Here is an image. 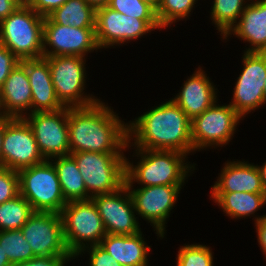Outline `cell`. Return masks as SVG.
I'll return each instance as SVG.
<instances>
[{"instance_id": "6da1fadb", "label": "cell", "mask_w": 266, "mask_h": 266, "mask_svg": "<svg viewBox=\"0 0 266 266\" xmlns=\"http://www.w3.org/2000/svg\"><path fill=\"white\" fill-rule=\"evenodd\" d=\"M70 153H124L128 123L101 100L87 107H68Z\"/></svg>"}, {"instance_id": "7a4b0ae2", "label": "cell", "mask_w": 266, "mask_h": 266, "mask_svg": "<svg viewBox=\"0 0 266 266\" xmlns=\"http://www.w3.org/2000/svg\"><path fill=\"white\" fill-rule=\"evenodd\" d=\"M131 146L136 149L178 151L186 155L194 153L191 119L172 99L154 106L128 122L126 150Z\"/></svg>"}, {"instance_id": "3957f363", "label": "cell", "mask_w": 266, "mask_h": 266, "mask_svg": "<svg viewBox=\"0 0 266 266\" xmlns=\"http://www.w3.org/2000/svg\"><path fill=\"white\" fill-rule=\"evenodd\" d=\"M135 152L133 157H140L136 165L125 157V185H184L195 170L196 164L186 161L188 155L178 151L135 148Z\"/></svg>"}, {"instance_id": "277c9868", "label": "cell", "mask_w": 266, "mask_h": 266, "mask_svg": "<svg viewBox=\"0 0 266 266\" xmlns=\"http://www.w3.org/2000/svg\"><path fill=\"white\" fill-rule=\"evenodd\" d=\"M44 17L29 5H20L0 22V44L19 60L43 57Z\"/></svg>"}, {"instance_id": "5b68a950", "label": "cell", "mask_w": 266, "mask_h": 266, "mask_svg": "<svg viewBox=\"0 0 266 266\" xmlns=\"http://www.w3.org/2000/svg\"><path fill=\"white\" fill-rule=\"evenodd\" d=\"M60 214L64 241L73 257L88 246L100 245L102 238L107 234L91 199L68 202Z\"/></svg>"}, {"instance_id": "8992f818", "label": "cell", "mask_w": 266, "mask_h": 266, "mask_svg": "<svg viewBox=\"0 0 266 266\" xmlns=\"http://www.w3.org/2000/svg\"><path fill=\"white\" fill-rule=\"evenodd\" d=\"M87 193L93 197L117 191L125 182V154L73 152Z\"/></svg>"}, {"instance_id": "52a82bcc", "label": "cell", "mask_w": 266, "mask_h": 266, "mask_svg": "<svg viewBox=\"0 0 266 266\" xmlns=\"http://www.w3.org/2000/svg\"><path fill=\"white\" fill-rule=\"evenodd\" d=\"M20 194L34 211L61 213L67 204L50 160L18 171Z\"/></svg>"}, {"instance_id": "ba28073f", "label": "cell", "mask_w": 266, "mask_h": 266, "mask_svg": "<svg viewBox=\"0 0 266 266\" xmlns=\"http://www.w3.org/2000/svg\"><path fill=\"white\" fill-rule=\"evenodd\" d=\"M51 72L52 83L59 101L67 107H87L100 101L85 94L86 60L80 56L44 57Z\"/></svg>"}, {"instance_id": "9c48e42d", "label": "cell", "mask_w": 266, "mask_h": 266, "mask_svg": "<svg viewBox=\"0 0 266 266\" xmlns=\"http://www.w3.org/2000/svg\"><path fill=\"white\" fill-rule=\"evenodd\" d=\"M242 117L230 104L219 105L216 101L201 115L191 120L193 150L226 146L233 139ZM211 147V148H210Z\"/></svg>"}, {"instance_id": "30bf717a", "label": "cell", "mask_w": 266, "mask_h": 266, "mask_svg": "<svg viewBox=\"0 0 266 266\" xmlns=\"http://www.w3.org/2000/svg\"><path fill=\"white\" fill-rule=\"evenodd\" d=\"M243 69L235 82L229 103L243 118L265 104L266 53L243 52Z\"/></svg>"}, {"instance_id": "8fae6325", "label": "cell", "mask_w": 266, "mask_h": 266, "mask_svg": "<svg viewBox=\"0 0 266 266\" xmlns=\"http://www.w3.org/2000/svg\"><path fill=\"white\" fill-rule=\"evenodd\" d=\"M44 161L27 121L20 117L5 116L1 166L19 171Z\"/></svg>"}, {"instance_id": "7c38bea8", "label": "cell", "mask_w": 266, "mask_h": 266, "mask_svg": "<svg viewBox=\"0 0 266 266\" xmlns=\"http://www.w3.org/2000/svg\"><path fill=\"white\" fill-rule=\"evenodd\" d=\"M126 185L133 200L136 214L145 219L156 230L160 239L165 237L166 225L173 207L184 185H158L140 187Z\"/></svg>"}, {"instance_id": "4fadbf2b", "label": "cell", "mask_w": 266, "mask_h": 266, "mask_svg": "<svg viewBox=\"0 0 266 266\" xmlns=\"http://www.w3.org/2000/svg\"><path fill=\"white\" fill-rule=\"evenodd\" d=\"M23 118L31 127L45 160L70 154L67 106L56 111L34 112Z\"/></svg>"}, {"instance_id": "5bb4252c", "label": "cell", "mask_w": 266, "mask_h": 266, "mask_svg": "<svg viewBox=\"0 0 266 266\" xmlns=\"http://www.w3.org/2000/svg\"><path fill=\"white\" fill-rule=\"evenodd\" d=\"M21 231L36 257L72 256L64 241L60 213L35 211Z\"/></svg>"}, {"instance_id": "9a60e30c", "label": "cell", "mask_w": 266, "mask_h": 266, "mask_svg": "<svg viewBox=\"0 0 266 266\" xmlns=\"http://www.w3.org/2000/svg\"><path fill=\"white\" fill-rule=\"evenodd\" d=\"M99 50L95 28L61 25L44 17L43 57L80 56Z\"/></svg>"}, {"instance_id": "2e32d148", "label": "cell", "mask_w": 266, "mask_h": 266, "mask_svg": "<svg viewBox=\"0 0 266 266\" xmlns=\"http://www.w3.org/2000/svg\"><path fill=\"white\" fill-rule=\"evenodd\" d=\"M91 200L107 234L134 235L141 231L132 197L125 184L115 192L95 195Z\"/></svg>"}, {"instance_id": "e0dca14e", "label": "cell", "mask_w": 266, "mask_h": 266, "mask_svg": "<svg viewBox=\"0 0 266 266\" xmlns=\"http://www.w3.org/2000/svg\"><path fill=\"white\" fill-rule=\"evenodd\" d=\"M151 31L154 29L145 20L127 16L108 6L96 10L95 36L99 49L138 40Z\"/></svg>"}, {"instance_id": "ac0fdd59", "label": "cell", "mask_w": 266, "mask_h": 266, "mask_svg": "<svg viewBox=\"0 0 266 266\" xmlns=\"http://www.w3.org/2000/svg\"><path fill=\"white\" fill-rule=\"evenodd\" d=\"M202 67L187 78L182 89L171 98L192 120L218 101L217 88Z\"/></svg>"}, {"instance_id": "d6986e66", "label": "cell", "mask_w": 266, "mask_h": 266, "mask_svg": "<svg viewBox=\"0 0 266 266\" xmlns=\"http://www.w3.org/2000/svg\"><path fill=\"white\" fill-rule=\"evenodd\" d=\"M20 63L25 67L29 77L32 92L31 113L64 108L56 96L48 61L42 57L23 59Z\"/></svg>"}, {"instance_id": "ffe728a7", "label": "cell", "mask_w": 266, "mask_h": 266, "mask_svg": "<svg viewBox=\"0 0 266 266\" xmlns=\"http://www.w3.org/2000/svg\"><path fill=\"white\" fill-rule=\"evenodd\" d=\"M232 34L250 43L244 52L266 53V0L250 1L223 40Z\"/></svg>"}, {"instance_id": "44dd1931", "label": "cell", "mask_w": 266, "mask_h": 266, "mask_svg": "<svg viewBox=\"0 0 266 266\" xmlns=\"http://www.w3.org/2000/svg\"><path fill=\"white\" fill-rule=\"evenodd\" d=\"M32 92L25 67L18 63L0 88L3 116L20 117L31 114Z\"/></svg>"}, {"instance_id": "7402d4cb", "label": "cell", "mask_w": 266, "mask_h": 266, "mask_svg": "<svg viewBox=\"0 0 266 266\" xmlns=\"http://www.w3.org/2000/svg\"><path fill=\"white\" fill-rule=\"evenodd\" d=\"M211 192L266 193L257 165L248 161H226Z\"/></svg>"}, {"instance_id": "603a6c76", "label": "cell", "mask_w": 266, "mask_h": 266, "mask_svg": "<svg viewBox=\"0 0 266 266\" xmlns=\"http://www.w3.org/2000/svg\"><path fill=\"white\" fill-rule=\"evenodd\" d=\"M142 232L134 235L106 234L100 246L122 266H148L151 250Z\"/></svg>"}, {"instance_id": "cb8c5ba5", "label": "cell", "mask_w": 266, "mask_h": 266, "mask_svg": "<svg viewBox=\"0 0 266 266\" xmlns=\"http://www.w3.org/2000/svg\"><path fill=\"white\" fill-rule=\"evenodd\" d=\"M211 198L231 219L255 216L266 204V193L211 192Z\"/></svg>"}, {"instance_id": "d4e9b609", "label": "cell", "mask_w": 266, "mask_h": 266, "mask_svg": "<svg viewBox=\"0 0 266 266\" xmlns=\"http://www.w3.org/2000/svg\"><path fill=\"white\" fill-rule=\"evenodd\" d=\"M53 163L65 201H84L92 197L87 193L85 182L75 159L69 154L50 159Z\"/></svg>"}, {"instance_id": "484cf974", "label": "cell", "mask_w": 266, "mask_h": 266, "mask_svg": "<svg viewBox=\"0 0 266 266\" xmlns=\"http://www.w3.org/2000/svg\"><path fill=\"white\" fill-rule=\"evenodd\" d=\"M47 17L52 22L61 25L95 28L96 10L85 0H67Z\"/></svg>"}, {"instance_id": "4316f807", "label": "cell", "mask_w": 266, "mask_h": 266, "mask_svg": "<svg viewBox=\"0 0 266 266\" xmlns=\"http://www.w3.org/2000/svg\"><path fill=\"white\" fill-rule=\"evenodd\" d=\"M248 1V2H247ZM252 0H214L211 6L210 18L216 30L222 36L237 23L245 7ZM247 2V3H246Z\"/></svg>"}, {"instance_id": "83f0119b", "label": "cell", "mask_w": 266, "mask_h": 266, "mask_svg": "<svg viewBox=\"0 0 266 266\" xmlns=\"http://www.w3.org/2000/svg\"><path fill=\"white\" fill-rule=\"evenodd\" d=\"M35 211L21 195L0 204V231L19 230Z\"/></svg>"}, {"instance_id": "f1b7e54d", "label": "cell", "mask_w": 266, "mask_h": 266, "mask_svg": "<svg viewBox=\"0 0 266 266\" xmlns=\"http://www.w3.org/2000/svg\"><path fill=\"white\" fill-rule=\"evenodd\" d=\"M0 246L11 264L25 262L36 257L23 237L21 229L0 231Z\"/></svg>"}, {"instance_id": "f546056e", "label": "cell", "mask_w": 266, "mask_h": 266, "mask_svg": "<svg viewBox=\"0 0 266 266\" xmlns=\"http://www.w3.org/2000/svg\"><path fill=\"white\" fill-rule=\"evenodd\" d=\"M198 0H160L156 9V17L161 26L165 29L176 22L186 19L191 15ZM178 20V21H177Z\"/></svg>"}, {"instance_id": "4dcf8cb0", "label": "cell", "mask_w": 266, "mask_h": 266, "mask_svg": "<svg viewBox=\"0 0 266 266\" xmlns=\"http://www.w3.org/2000/svg\"><path fill=\"white\" fill-rule=\"evenodd\" d=\"M108 7L127 16L145 20L154 30H162L156 10L142 0H110Z\"/></svg>"}, {"instance_id": "1f68e13d", "label": "cell", "mask_w": 266, "mask_h": 266, "mask_svg": "<svg viewBox=\"0 0 266 266\" xmlns=\"http://www.w3.org/2000/svg\"><path fill=\"white\" fill-rule=\"evenodd\" d=\"M208 245L185 244L179 248L176 266H214L213 251Z\"/></svg>"}, {"instance_id": "d6a6232c", "label": "cell", "mask_w": 266, "mask_h": 266, "mask_svg": "<svg viewBox=\"0 0 266 266\" xmlns=\"http://www.w3.org/2000/svg\"><path fill=\"white\" fill-rule=\"evenodd\" d=\"M20 194L18 171L0 166V204Z\"/></svg>"}, {"instance_id": "836d02e7", "label": "cell", "mask_w": 266, "mask_h": 266, "mask_svg": "<svg viewBox=\"0 0 266 266\" xmlns=\"http://www.w3.org/2000/svg\"><path fill=\"white\" fill-rule=\"evenodd\" d=\"M89 253V266H122L100 245H92L81 250L74 259Z\"/></svg>"}, {"instance_id": "e575fe53", "label": "cell", "mask_w": 266, "mask_h": 266, "mask_svg": "<svg viewBox=\"0 0 266 266\" xmlns=\"http://www.w3.org/2000/svg\"><path fill=\"white\" fill-rule=\"evenodd\" d=\"M20 60L5 46L0 44V88Z\"/></svg>"}, {"instance_id": "d590c367", "label": "cell", "mask_w": 266, "mask_h": 266, "mask_svg": "<svg viewBox=\"0 0 266 266\" xmlns=\"http://www.w3.org/2000/svg\"><path fill=\"white\" fill-rule=\"evenodd\" d=\"M73 259V256L34 257L25 262L13 263L11 266H66L68 261L70 262Z\"/></svg>"}, {"instance_id": "8d00e7d4", "label": "cell", "mask_w": 266, "mask_h": 266, "mask_svg": "<svg viewBox=\"0 0 266 266\" xmlns=\"http://www.w3.org/2000/svg\"><path fill=\"white\" fill-rule=\"evenodd\" d=\"M67 0H30L29 6L40 14L47 17L55 9L61 7Z\"/></svg>"}, {"instance_id": "74e56055", "label": "cell", "mask_w": 266, "mask_h": 266, "mask_svg": "<svg viewBox=\"0 0 266 266\" xmlns=\"http://www.w3.org/2000/svg\"><path fill=\"white\" fill-rule=\"evenodd\" d=\"M255 227L257 232V240L259 243L260 249H262L263 254L266 259V214L263 216H255Z\"/></svg>"}, {"instance_id": "f35d334b", "label": "cell", "mask_w": 266, "mask_h": 266, "mask_svg": "<svg viewBox=\"0 0 266 266\" xmlns=\"http://www.w3.org/2000/svg\"><path fill=\"white\" fill-rule=\"evenodd\" d=\"M20 4L15 0H0V22L12 14Z\"/></svg>"}, {"instance_id": "ab89813d", "label": "cell", "mask_w": 266, "mask_h": 266, "mask_svg": "<svg viewBox=\"0 0 266 266\" xmlns=\"http://www.w3.org/2000/svg\"><path fill=\"white\" fill-rule=\"evenodd\" d=\"M95 10L109 5L110 0H85Z\"/></svg>"}, {"instance_id": "60d3db41", "label": "cell", "mask_w": 266, "mask_h": 266, "mask_svg": "<svg viewBox=\"0 0 266 266\" xmlns=\"http://www.w3.org/2000/svg\"><path fill=\"white\" fill-rule=\"evenodd\" d=\"M5 129V116L0 117V166H1V148Z\"/></svg>"}, {"instance_id": "b9f144b4", "label": "cell", "mask_w": 266, "mask_h": 266, "mask_svg": "<svg viewBox=\"0 0 266 266\" xmlns=\"http://www.w3.org/2000/svg\"><path fill=\"white\" fill-rule=\"evenodd\" d=\"M258 168H259V171H260V174H261V179H262V183H263V186H264V189H265V192H266V161L263 163V165H258Z\"/></svg>"}, {"instance_id": "7bdbcfd3", "label": "cell", "mask_w": 266, "mask_h": 266, "mask_svg": "<svg viewBox=\"0 0 266 266\" xmlns=\"http://www.w3.org/2000/svg\"><path fill=\"white\" fill-rule=\"evenodd\" d=\"M12 264L9 262L7 255H5L2 247L0 246V266H11Z\"/></svg>"}, {"instance_id": "ee69618b", "label": "cell", "mask_w": 266, "mask_h": 266, "mask_svg": "<svg viewBox=\"0 0 266 266\" xmlns=\"http://www.w3.org/2000/svg\"><path fill=\"white\" fill-rule=\"evenodd\" d=\"M142 1L151 5L155 10L158 8V6L160 4V0H142Z\"/></svg>"}, {"instance_id": "f6af8a7d", "label": "cell", "mask_w": 266, "mask_h": 266, "mask_svg": "<svg viewBox=\"0 0 266 266\" xmlns=\"http://www.w3.org/2000/svg\"><path fill=\"white\" fill-rule=\"evenodd\" d=\"M16 2H18L20 5H28L30 0H15Z\"/></svg>"}, {"instance_id": "bcb514c9", "label": "cell", "mask_w": 266, "mask_h": 266, "mask_svg": "<svg viewBox=\"0 0 266 266\" xmlns=\"http://www.w3.org/2000/svg\"><path fill=\"white\" fill-rule=\"evenodd\" d=\"M263 91H264V102L266 104V79H265V86H264Z\"/></svg>"}, {"instance_id": "7dc6e473", "label": "cell", "mask_w": 266, "mask_h": 266, "mask_svg": "<svg viewBox=\"0 0 266 266\" xmlns=\"http://www.w3.org/2000/svg\"><path fill=\"white\" fill-rule=\"evenodd\" d=\"M3 116V114H2V112H1V107H0V117H2Z\"/></svg>"}]
</instances>
